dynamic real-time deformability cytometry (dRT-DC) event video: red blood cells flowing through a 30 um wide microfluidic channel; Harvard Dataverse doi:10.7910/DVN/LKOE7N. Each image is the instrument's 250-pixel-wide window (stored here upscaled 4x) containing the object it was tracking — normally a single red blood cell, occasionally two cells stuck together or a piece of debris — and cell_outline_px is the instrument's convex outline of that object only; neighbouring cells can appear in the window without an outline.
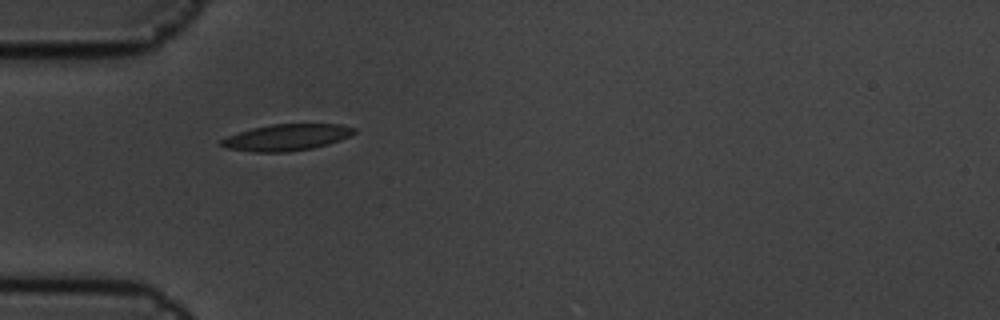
{"species": "common noctule bat (a hibernating species)", "species_latin": "Nyctalus noctula", "temperature_condition": "cold", "stored_images_in_passage": 1, "camera_frame_rate_fps": 3000, "um_per_image_px": 0.085, "animal": {"sex": "male", "body_mass_g": 19.5, "forearm_length_mm": 54.6}, "frame": {"image": 1, "passage_image": 1, "time_ms": 0.0, "image_size_px": [1000, 320], "cell_outline_px": [[356, 132], [340, 140], [328, 144], [312, 148], [288, 152], [252, 152], [228, 148], [220, 144], [220, 140], [228, 136], [252, 128], [272, 124], [340, 124], [356, 128]], "centroid_in_image_um": [24.38, 11.68], "position_along_channel_um": 60.6, "area_um2": 20.35}}